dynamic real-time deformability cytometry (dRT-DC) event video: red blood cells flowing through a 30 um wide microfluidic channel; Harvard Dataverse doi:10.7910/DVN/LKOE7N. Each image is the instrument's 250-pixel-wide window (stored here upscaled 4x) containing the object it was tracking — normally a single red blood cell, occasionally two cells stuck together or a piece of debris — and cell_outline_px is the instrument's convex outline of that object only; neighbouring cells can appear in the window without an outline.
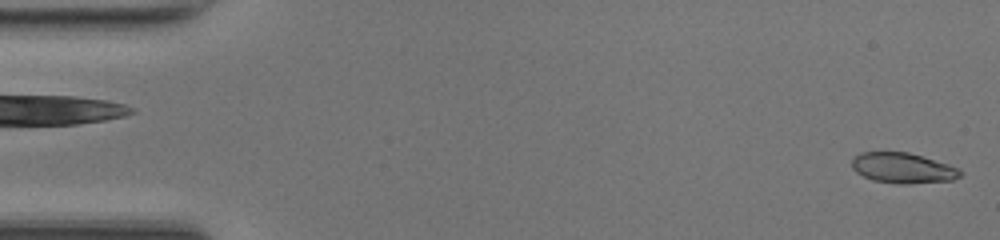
{"species": "common noctule bat (a hibernating species)", "species_latin": "Nyctalus noctula", "temperature_condition": "room temperature", "stored_images_in_passage": 49, "camera_frame_rate_fps": 3000, "um_per_image_px": 0.085, "animal": {"sex": "female", "body_mass_g": 17.0, "forearm_length_mm": 48.0}, "frame": {"image": 1, "passage_image": 1, "time_ms": 0.0, "image_size_px": [1000, 240], "cell_outline_px": [[964, 172], [960, 176], [952, 180], [908, 184], [900, 184], [872, 180], [856, 172], [852, 168], [852, 160], [860, 152], [908, 152], [948, 164], [960, 168]], "centroid_in_image_um": [76.76, 14.28], "position_along_channel_um": 8.2, "area_um2": 19.19}}
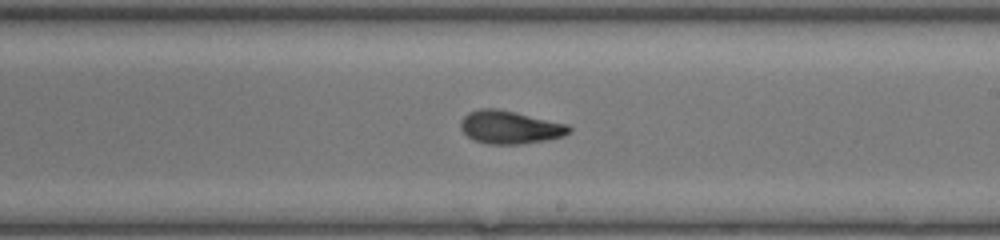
{"frame": {"image": 2, "passage_image": 28, "time_ms": 9.0, "image_size_px": [1000, 240], "cell_outline_px": [[572, 132], [564, 136], [544, 140], [520, 144], [488, 144], [472, 140], [460, 128], [460, 120], [468, 112], [480, 108], [496, 108], [516, 112], [568, 124], [572, 128]], "centroid_in_image_um": [43.34, 10.81], "position_along_channel_um": 245.7, "area_um2": 21.04}}
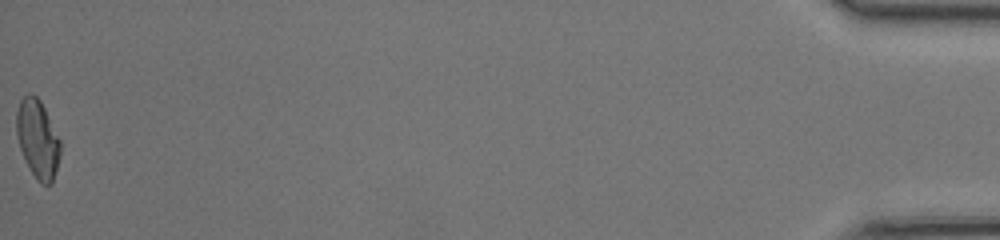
{"frame": {"image": 3, "passage_image": 49, "time_ms": 16.0, "image_size_px": [1000, 240], "cell_outline_px": [[60, 156], [52, 184], [40, 184], [36, 180], [20, 148], [16, 132], [16, 112], [20, 100], [28, 92], [36, 96], [40, 100], [60, 140]], "centroid_in_image_um": [3.2, 11.8], "position_along_channel_um": 432.0, "area_um2": 19.83}, "authors_computed_cell_mechanics": {"area_um2": 20.23, "velocity_mm_per_s": 4.2267, "shape_relaxation_time_tau1_ms": 7.5353, "shape_relaxation_time_tau2_ms": 1.5729, "deformation_change_tau1": 0.2329, "deformation_change_tau2": 0.0735}}